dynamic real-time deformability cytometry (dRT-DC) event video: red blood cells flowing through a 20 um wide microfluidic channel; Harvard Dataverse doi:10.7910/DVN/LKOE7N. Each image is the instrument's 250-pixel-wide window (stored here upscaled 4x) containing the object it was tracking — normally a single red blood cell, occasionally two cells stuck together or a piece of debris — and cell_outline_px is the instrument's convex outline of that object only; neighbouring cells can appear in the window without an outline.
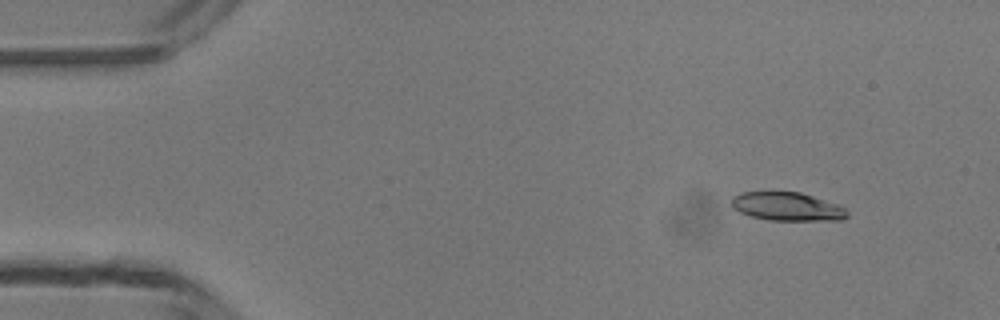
{"species": "common noctule bat (a hibernating species)", "species_latin": "Nyctalus noctula", "temperature_condition": "room temperature", "stored_images_in_passage": 6, "camera_frame_rate_fps": 3000, "um_per_image_px": 0.085, "animal": {"sex": "male", "body_mass_g": 13.3}, "frame": {"image": 1, "passage_image": 2, "time_ms": 1.333, "image_size_px": [1000, 320], "cell_outline_px": [[848, 216], [840, 220], [768, 220], [752, 216], [740, 212], [732, 208], [732, 196], [740, 192], [800, 192], [836, 204], [844, 208], [848, 212]], "centroid_in_image_um": [66.88, 17.55], "position_along_channel_um": 18.1, "area_um2": 19.02}}
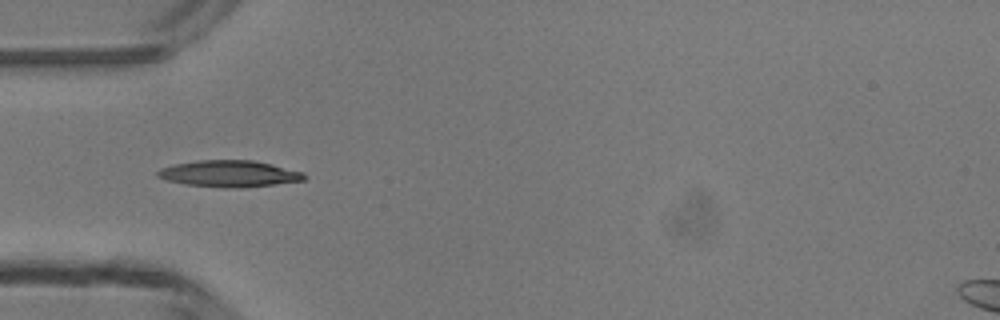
{"frame": {"image": 2, "passage_image": 5, "time_ms": 4.667, "image_size_px": [1000, 320], "cell_outline_px": [[308, 176], [304, 180], [240, 188], [224, 188], [184, 184], [164, 180], [156, 176], [156, 172], [160, 168], [176, 164], [196, 160], [252, 160], [272, 164], [304, 172]], "centroid_in_image_um": [19.46, 14.76], "position_along_channel_um": 65.5, "area_um2": 22.77}}
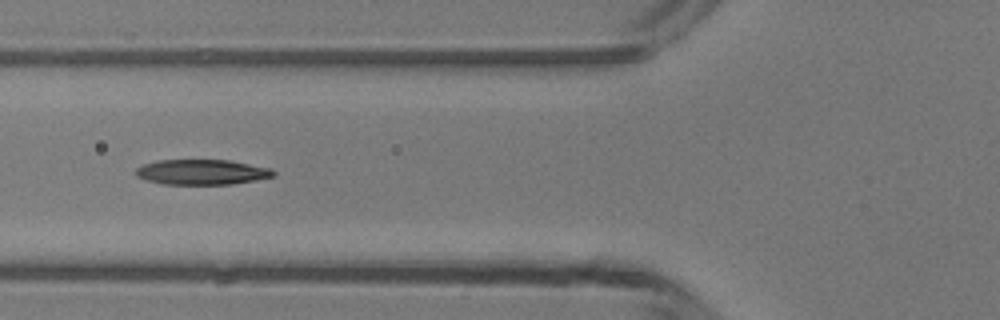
{"frame": {"image": 3, "passage_image": 6, "time_ms": 5.667, "image_size_px": [1000, 320], "cell_outline_px": [[276, 176], [256, 180], [232, 184], [164, 184], [148, 180], [136, 176], [136, 168], [144, 164], [156, 160], [228, 160], [272, 168], [276, 172]], "centroid_in_image_um": [17.2, 14.62], "position_along_channel_um": 108.6, "area_um2": 20.23}}